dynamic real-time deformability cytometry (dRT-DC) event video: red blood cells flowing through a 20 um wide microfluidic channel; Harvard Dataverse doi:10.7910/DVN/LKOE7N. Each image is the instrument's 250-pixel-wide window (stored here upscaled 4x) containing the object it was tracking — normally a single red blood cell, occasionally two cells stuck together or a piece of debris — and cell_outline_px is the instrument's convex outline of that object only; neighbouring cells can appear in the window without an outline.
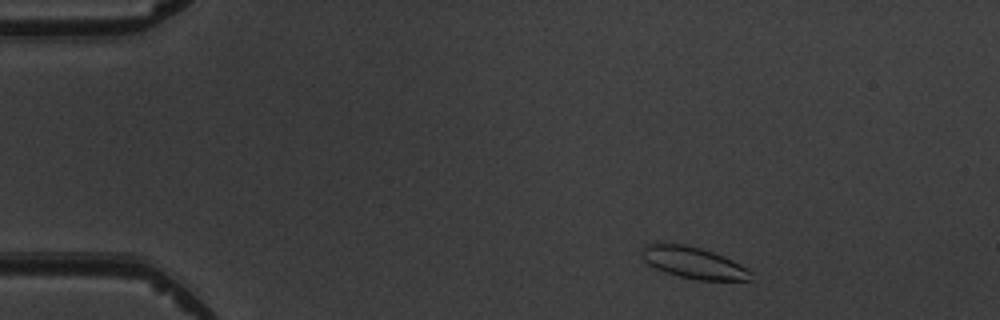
{"species": "common noctule bat (a hibernating species)", "species_latin": "Nyctalus noctula", "temperature_condition": "warm", "stored_images_in_passage": 4, "camera_frame_rate_fps": 3000, "um_per_image_px": 0.085, "animal": {"sex": "male", "body_mass_g": 19.5, "forearm_length_mm": 54.6}, "frame": {"image": 1, "passage_image": 2, "time_ms": 1.0, "image_size_px": [1000, 320], "cell_outline_px": [[756, 272], [752, 280], [700, 280], [680, 276], [664, 272], [648, 264], [644, 260], [640, 252], [640, 248], [648, 244], [684, 244], [700, 248], [724, 256]], "centroid_in_image_um": [59.0, 22.34], "position_along_channel_um": 26.0, "area_um2": 20.11}}